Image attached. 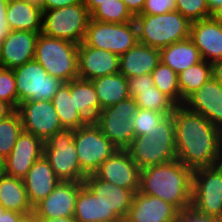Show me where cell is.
<instances>
[{"label":"cell","mask_w":222,"mask_h":222,"mask_svg":"<svg viewBox=\"0 0 222 222\" xmlns=\"http://www.w3.org/2000/svg\"><path fill=\"white\" fill-rule=\"evenodd\" d=\"M176 10L190 22L199 21L211 16L207 0H176Z\"/></svg>","instance_id":"38"},{"label":"cell","mask_w":222,"mask_h":222,"mask_svg":"<svg viewBox=\"0 0 222 222\" xmlns=\"http://www.w3.org/2000/svg\"><path fill=\"white\" fill-rule=\"evenodd\" d=\"M129 95L135 98L138 95V90L152 89L154 81L151 74L140 75L127 79Z\"/></svg>","instance_id":"41"},{"label":"cell","mask_w":222,"mask_h":222,"mask_svg":"<svg viewBox=\"0 0 222 222\" xmlns=\"http://www.w3.org/2000/svg\"><path fill=\"white\" fill-rule=\"evenodd\" d=\"M176 11V0H146L141 14L158 15Z\"/></svg>","instance_id":"40"},{"label":"cell","mask_w":222,"mask_h":222,"mask_svg":"<svg viewBox=\"0 0 222 222\" xmlns=\"http://www.w3.org/2000/svg\"><path fill=\"white\" fill-rule=\"evenodd\" d=\"M9 0H0V21L7 20L6 10Z\"/></svg>","instance_id":"53"},{"label":"cell","mask_w":222,"mask_h":222,"mask_svg":"<svg viewBox=\"0 0 222 222\" xmlns=\"http://www.w3.org/2000/svg\"><path fill=\"white\" fill-rule=\"evenodd\" d=\"M6 17L11 30L42 31V9L36 1L9 0Z\"/></svg>","instance_id":"25"},{"label":"cell","mask_w":222,"mask_h":222,"mask_svg":"<svg viewBox=\"0 0 222 222\" xmlns=\"http://www.w3.org/2000/svg\"><path fill=\"white\" fill-rule=\"evenodd\" d=\"M137 110L136 101L129 97L102 109L94 122L118 149H127L135 138L132 118Z\"/></svg>","instance_id":"10"},{"label":"cell","mask_w":222,"mask_h":222,"mask_svg":"<svg viewBox=\"0 0 222 222\" xmlns=\"http://www.w3.org/2000/svg\"><path fill=\"white\" fill-rule=\"evenodd\" d=\"M130 13L135 17L142 13L146 0H121Z\"/></svg>","instance_id":"44"},{"label":"cell","mask_w":222,"mask_h":222,"mask_svg":"<svg viewBox=\"0 0 222 222\" xmlns=\"http://www.w3.org/2000/svg\"><path fill=\"white\" fill-rule=\"evenodd\" d=\"M18 96V105L23 101H52L56 92L65 83L51 75L35 60L13 69Z\"/></svg>","instance_id":"11"},{"label":"cell","mask_w":222,"mask_h":222,"mask_svg":"<svg viewBox=\"0 0 222 222\" xmlns=\"http://www.w3.org/2000/svg\"><path fill=\"white\" fill-rule=\"evenodd\" d=\"M11 31L9 28L7 20L0 21V42L2 43L3 40L6 38L8 33Z\"/></svg>","instance_id":"51"},{"label":"cell","mask_w":222,"mask_h":222,"mask_svg":"<svg viewBox=\"0 0 222 222\" xmlns=\"http://www.w3.org/2000/svg\"><path fill=\"white\" fill-rule=\"evenodd\" d=\"M74 217L78 222H120L114 211H109L99 197L84 184L76 199Z\"/></svg>","instance_id":"26"},{"label":"cell","mask_w":222,"mask_h":222,"mask_svg":"<svg viewBox=\"0 0 222 222\" xmlns=\"http://www.w3.org/2000/svg\"><path fill=\"white\" fill-rule=\"evenodd\" d=\"M6 209L3 207V205L0 203V216L1 214H3V212L5 211Z\"/></svg>","instance_id":"57"},{"label":"cell","mask_w":222,"mask_h":222,"mask_svg":"<svg viewBox=\"0 0 222 222\" xmlns=\"http://www.w3.org/2000/svg\"><path fill=\"white\" fill-rule=\"evenodd\" d=\"M211 77V63L205 60L180 72L178 74V84L181 99L185 101L191 94L199 90Z\"/></svg>","instance_id":"32"},{"label":"cell","mask_w":222,"mask_h":222,"mask_svg":"<svg viewBox=\"0 0 222 222\" xmlns=\"http://www.w3.org/2000/svg\"><path fill=\"white\" fill-rule=\"evenodd\" d=\"M23 131L21 118L17 110L0 120V156L4 159L10 154Z\"/></svg>","instance_id":"36"},{"label":"cell","mask_w":222,"mask_h":222,"mask_svg":"<svg viewBox=\"0 0 222 222\" xmlns=\"http://www.w3.org/2000/svg\"><path fill=\"white\" fill-rule=\"evenodd\" d=\"M91 14L84 3L42 11L41 33L52 38L80 44L83 42Z\"/></svg>","instance_id":"6"},{"label":"cell","mask_w":222,"mask_h":222,"mask_svg":"<svg viewBox=\"0 0 222 222\" xmlns=\"http://www.w3.org/2000/svg\"><path fill=\"white\" fill-rule=\"evenodd\" d=\"M43 146L41 138L22 131L14 148L4 159V173L23 179L34 162L43 155Z\"/></svg>","instance_id":"15"},{"label":"cell","mask_w":222,"mask_h":222,"mask_svg":"<svg viewBox=\"0 0 222 222\" xmlns=\"http://www.w3.org/2000/svg\"><path fill=\"white\" fill-rule=\"evenodd\" d=\"M160 61L177 74L202 61L199 50L190 38L160 49Z\"/></svg>","instance_id":"27"},{"label":"cell","mask_w":222,"mask_h":222,"mask_svg":"<svg viewBox=\"0 0 222 222\" xmlns=\"http://www.w3.org/2000/svg\"><path fill=\"white\" fill-rule=\"evenodd\" d=\"M74 144L81 170L94 174L99 166L118 148L102 134L95 122L74 129Z\"/></svg>","instance_id":"12"},{"label":"cell","mask_w":222,"mask_h":222,"mask_svg":"<svg viewBox=\"0 0 222 222\" xmlns=\"http://www.w3.org/2000/svg\"><path fill=\"white\" fill-rule=\"evenodd\" d=\"M34 59L49 75L65 83L78 78L76 43L39 33Z\"/></svg>","instance_id":"5"},{"label":"cell","mask_w":222,"mask_h":222,"mask_svg":"<svg viewBox=\"0 0 222 222\" xmlns=\"http://www.w3.org/2000/svg\"><path fill=\"white\" fill-rule=\"evenodd\" d=\"M134 18L121 0L104 2L91 13V19L100 22L126 23Z\"/></svg>","instance_id":"35"},{"label":"cell","mask_w":222,"mask_h":222,"mask_svg":"<svg viewBox=\"0 0 222 222\" xmlns=\"http://www.w3.org/2000/svg\"><path fill=\"white\" fill-rule=\"evenodd\" d=\"M52 103L64 129H77L89 123L75 107L74 95H70V81L56 92Z\"/></svg>","instance_id":"30"},{"label":"cell","mask_w":222,"mask_h":222,"mask_svg":"<svg viewBox=\"0 0 222 222\" xmlns=\"http://www.w3.org/2000/svg\"><path fill=\"white\" fill-rule=\"evenodd\" d=\"M193 170L178 159L146 167L140 173L139 191L173 205L179 212L192 203Z\"/></svg>","instance_id":"2"},{"label":"cell","mask_w":222,"mask_h":222,"mask_svg":"<svg viewBox=\"0 0 222 222\" xmlns=\"http://www.w3.org/2000/svg\"><path fill=\"white\" fill-rule=\"evenodd\" d=\"M138 108L159 111L166 116L173 113L176 104L155 86L152 89L138 90L134 98Z\"/></svg>","instance_id":"34"},{"label":"cell","mask_w":222,"mask_h":222,"mask_svg":"<svg viewBox=\"0 0 222 222\" xmlns=\"http://www.w3.org/2000/svg\"><path fill=\"white\" fill-rule=\"evenodd\" d=\"M183 105L204 116L222 131V85L213 77L191 94Z\"/></svg>","instance_id":"19"},{"label":"cell","mask_w":222,"mask_h":222,"mask_svg":"<svg viewBox=\"0 0 222 222\" xmlns=\"http://www.w3.org/2000/svg\"><path fill=\"white\" fill-rule=\"evenodd\" d=\"M16 110L20 115L23 131L43 141L64 130L52 101H23L19 103Z\"/></svg>","instance_id":"13"},{"label":"cell","mask_w":222,"mask_h":222,"mask_svg":"<svg viewBox=\"0 0 222 222\" xmlns=\"http://www.w3.org/2000/svg\"><path fill=\"white\" fill-rule=\"evenodd\" d=\"M41 222H78L74 216L58 218H40Z\"/></svg>","instance_id":"50"},{"label":"cell","mask_w":222,"mask_h":222,"mask_svg":"<svg viewBox=\"0 0 222 222\" xmlns=\"http://www.w3.org/2000/svg\"><path fill=\"white\" fill-rule=\"evenodd\" d=\"M154 86L166 96H168L176 105L184 104L181 99L178 74L173 71L168 65L159 62L157 67L151 72Z\"/></svg>","instance_id":"33"},{"label":"cell","mask_w":222,"mask_h":222,"mask_svg":"<svg viewBox=\"0 0 222 222\" xmlns=\"http://www.w3.org/2000/svg\"><path fill=\"white\" fill-rule=\"evenodd\" d=\"M214 21L222 24V4L211 12L210 16Z\"/></svg>","instance_id":"52"},{"label":"cell","mask_w":222,"mask_h":222,"mask_svg":"<svg viewBox=\"0 0 222 222\" xmlns=\"http://www.w3.org/2000/svg\"><path fill=\"white\" fill-rule=\"evenodd\" d=\"M138 42L135 20L126 23L100 22L90 19L83 43L122 55Z\"/></svg>","instance_id":"9"},{"label":"cell","mask_w":222,"mask_h":222,"mask_svg":"<svg viewBox=\"0 0 222 222\" xmlns=\"http://www.w3.org/2000/svg\"><path fill=\"white\" fill-rule=\"evenodd\" d=\"M15 110L11 104L0 99V120L10 116Z\"/></svg>","instance_id":"47"},{"label":"cell","mask_w":222,"mask_h":222,"mask_svg":"<svg viewBox=\"0 0 222 222\" xmlns=\"http://www.w3.org/2000/svg\"><path fill=\"white\" fill-rule=\"evenodd\" d=\"M0 203L6 210L27 213L33 210L23 179L0 175Z\"/></svg>","instance_id":"29"},{"label":"cell","mask_w":222,"mask_h":222,"mask_svg":"<svg viewBox=\"0 0 222 222\" xmlns=\"http://www.w3.org/2000/svg\"><path fill=\"white\" fill-rule=\"evenodd\" d=\"M43 155L60 181L84 182L74 144V129H64L44 141Z\"/></svg>","instance_id":"7"},{"label":"cell","mask_w":222,"mask_h":222,"mask_svg":"<svg viewBox=\"0 0 222 222\" xmlns=\"http://www.w3.org/2000/svg\"><path fill=\"white\" fill-rule=\"evenodd\" d=\"M100 103V111L130 97L127 78L120 72L91 80Z\"/></svg>","instance_id":"28"},{"label":"cell","mask_w":222,"mask_h":222,"mask_svg":"<svg viewBox=\"0 0 222 222\" xmlns=\"http://www.w3.org/2000/svg\"><path fill=\"white\" fill-rule=\"evenodd\" d=\"M84 185L102 200L109 211H114L122 221L125 220L135 194L132 190L103 181L94 174L87 175Z\"/></svg>","instance_id":"22"},{"label":"cell","mask_w":222,"mask_h":222,"mask_svg":"<svg viewBox=\"0 0 222 222\" xmlns=\"http://www.w3.org/2000/svg\"><path fill=\"white\" fill-rule=\"evenodd\" d=\"M166 115L159 111H152L143 108H138L132 118L134 124V134L136 136L146 135L152 131L158 123L164 119Z\"/></svg>","instance_id":"37"},{"label":"cell","mask_w":222,"mask_h":222,"mask_svg":"<svg viewBox=\"0 0 222 222\" xmlns=\"http://www.w3.org/2000/svg\"><path fill=\"white\" fill-rule=\"evenodd\" d=\"M127 150L141 170L177 159L172 114L162 119L146 135L136 136Z\"/></svg>","instance_id":"3"},{"label":"cell","mask_w":222,"mask_h":222,"mask_svg":"<svg viewBox=\"0 0 222 222\" xmlns=\"http://www.w3.org/2000/svg\"><path fill=\"white\" fill-rule=\"evenodd\" d=\"M78 78L93 80L120 70V56L104 49L78 44Z\"/></svg>","instance_id":"16"},{"label":"cell","mask_w":222,"mask_h":222,"mask_svg":"<svg viewBox=\"0 0 222 222\" xmlns=\"http://www.w3.org/2000/svg\"><path fill=\"white\" fill-rule=\"evenodd\" d=\"M22 214L16 211L5 210L0 216V222H18Z\"/></svg>","instance_id":"45"},{"label":"cell","mask_w":222,"mask_h":222,"mask_svg":"<svg viewBox=\"0 0 222 222\" xmlns=\"http://www.w3.org/2000/svg\"><path fill=\"white\" fill-rule=\"evenodd\" d=\"M138 42L161 49L190 37L191 22L180 12L139 14L134 18Z\"/></svg>","instance_id":"4"},{"label":"cell","mask_w":222,"mask_h":222,"mask_svg":"<svg viewBox=\"0 0 222 222\" xmlns=\"http://www.w3.org/2000/svg\"><path fill=\"white\" fill-rule=\"evenodd\" d=\"M191 208L204 216H222V163L193 170Z\"/></svg>","instance_id":"8"},{"label":"cell","mask_w":222,"mask_h":222,"mask_svg":"<svg viewBox=\"0 0 222 222\" xmlns=\"http://www.w3.org/2000/svg\"><path fill=\"white\" fill-rule=\"evenodd\" d=\"M141 169L136 165L127 149H117L94 172V175L116 186L139 191Z\"/></svg>","instance_id":"14"},{"label":"cell","mask_w":222,"mask_h":222,"mask_svg":"<svg viewBox=\"0 0 222 222\" xmlns=\"http://www.w3.org/2000/svg\"><path fill=\"white\" fill-rule=\"evenodd\" d=\"M0 99L18 107V96L13 69L0 68Z\"/></svg>","instance_id":"39"},{"label":"cell","mask_w":222,"mask_h":222,"mask_svg":"<svg viewBox=\"0 0 222 222\" xmlns=\"http://www.w3.org/2000/svg\"><path fill=\"white\" fill-rule=\"evenodd\" d=\"M207 4L210 11L212 12L215 8L222 4V0H207Z\"/></svg>","instance_id":"54"},{"label":"cell","mask_w":222,"mask_h":222,"mask_svg":"<svg viewBox=\"0 0 222 222\" xmlns=\"http://www.w3.org/2000/svg\"><path fill=\"white\" fill-rule=\"evenodd\" d=\"M212 77L222 85V59L211 63Z\"/></svg>","instance_id":"46"},{"label":"cell","mask_w":222,"mask_h":222,"mask_svg":"<svg viewBox=\"0 0 222 222\" xmlns=\"http://www.w3.org/2000/svg\"><path fill=\"white\" fill-rule=\"evenodd\" d=\"M174 120L176 156L192 170L222 163V131L204 116L176 105Z\"/></svg>","instance_id":"1"},{"label":"cell","mask_w":222,"mask_h":222,"mask_svg":"<svg viewBox=\"0 0 222 222\" xmlns=\"http://www.w3.org/2000/svg\"><path fill=\"white\" fill-rule=\"evenodd\" d=\"M2 67V57H1V42H0V68Z\"/></svg>","instance_id":"58"},{"label":"cell","mask_w":222,"mask_h":222,"mask_svg":"<svg viewBox=\"0 0 222 222\" xmlns=\"http://www.w3.org/2000/svg\"><path fill=\"white\" fill-rule=\"evenodd\" d=\"M209 222H222V216L209 217Z\"/></svg>","instance_id":"56"},{"label":"cell","mask_w":222,"mask_h":222,"mask_svg":"<svg viewBox=\"0 0 222 222\" xmlns=\"http://www.w3.org/2000/svg\"><path fill=\"white\" fill-rule=\"evenodd\" d=\"M18 222H41L38 215L32 210L27 213H23Z\"/></svg>","instance_id":"48"},{"label":"cell","mask_w":222,"mask_h":222,"mask_svg":"<svg viewBox=\"0 0 222 222\" xmlns=\"http://www.w3.org/2000/svg\"><path fill=\"white\" fill-rule=\"evenodd\" d=\"M160 62V49L137 42L120 55V70L127 79L151 72Z\"/></svg>","instance_id":"24"},{"label":"cell","mask_w":222,"mask_h":222,"mask_svg":"<svg viewBox=\"0 0 222 222\" xmlns=\"http://www.w3.org/2000/svg\"><path fill=\"white\" fill-rule=\"evenodd\" d=\"M37 32L11 30L1 43L2 67L15 69L35 57Z\"/></svg>","instance_id":"20"},{"label":"cell","mask_w":222,"mask_h":222,"mask_svg":"<svg viewBox=\"0 0 222 222\" xmlns=\"http://www.w3.org/2000/svg\"><path fill=\"white\" fill-rule=\"evenodd\" d=\"M107 1L109 0H83V3L91 14L98 6Z\"/></svg>","instance_id":"49"},{"label":"cell","mask_w":222,"mask_h":222,"mask_svg":"<svg viewBox=\"0 0 222 222\" xmlns=\"http://www.w3.org/2000/svg\"><path fill=\"white\" fill-rule=\"evenodd\" d=\"M189 38L202 60L212 63L222 59V24L211 17L191 22Z\"/></svg>","instance_id":"21"},{"label":"cell","mask_w":222,"mask_h":222,"mask_svg":"<svg viewBox=\"0 0 222 222\" xmlns=\"http://www.w3.org/2000/svg\"><path fill=\"white\" fill-rule=\"evenodd\" d=\"M179 211L163 199L136 191L125 222H177Z\"/></svg>","instance_id":"18"},{"label":"cell","mask_w":222,"mask_h":222,"mask_svg":"<svg viewBox=\"0 0 222 222\" xmlns=\"http://www.w3.org/2000/svg\"><path fill=\"white\" fill-rule=\"evenodd\" d=\"M59 182L48 160L42 155L23 178L31 206L34 207L46 198Z\"/></svg>","instance_id":"23"},{"label":"cell","mask_w":222,"mask_h":222,"mask_svg":"<svg viewBox=\"0 0 222 222\" xmlns=\"http://www.w3.org/2000/svg\"><path fill=\"white\" fill-rule=\"evenodd\" d=\"M42 11L83 3V0H38Z\"/></svg>","instance_id":"43"},{"label":"cell","mask_w":222,"mask_h":222,"mask_svg":"<svg viewBox=\"0 0 222 222\" xmlns=\"http://www.w3.org/2000/svg\"><path fill=\"white\" fill-rule=\"evenodd\" d=\"M177 222H209V217L199 214L190 208L178 213Z\"/></svg>","instance_id":"42"},{"label":"cell","mask_w":222,"mask_h":222,"mask_svg":"<svg viewBox=\"0 0 222 222\" xmlns=\"http://www.w3.org/2000/svg\"><path fill=\"white\" fill-rule=\"evenodd\" d=\"M84 182L60 181L54 190L33 207L39 218L74 216L76 199Z\"/></svg>","instance_id":"17"},{"label":"cell","mask_w":222,"mask_h":222,"mask_svg":"<svg viewBox=\"0 0 222 222\" xmlns=\"http://www.w3.org/2000/svg\"><path fill=\"white\" fill-rule=\"evenodd\" d=\"M4 174V158L0 156V175Z\"/></svg>","instance_id":"55"},{"label":"cell","mask_w":222,"mask_h":222,"mask_svg":"<svg viewBox=\"0 0 222 222\" xmlns=\"http://www.w3.org/2000/svg\"><path fill=\"white\" fill-rule=\"evenodd\" d=\"M70 95H74L76 109L89 122H94L100 114V103L93 83L79 78L71 80Z\"/></svg>","instance_id":"31"}]
</instances>
